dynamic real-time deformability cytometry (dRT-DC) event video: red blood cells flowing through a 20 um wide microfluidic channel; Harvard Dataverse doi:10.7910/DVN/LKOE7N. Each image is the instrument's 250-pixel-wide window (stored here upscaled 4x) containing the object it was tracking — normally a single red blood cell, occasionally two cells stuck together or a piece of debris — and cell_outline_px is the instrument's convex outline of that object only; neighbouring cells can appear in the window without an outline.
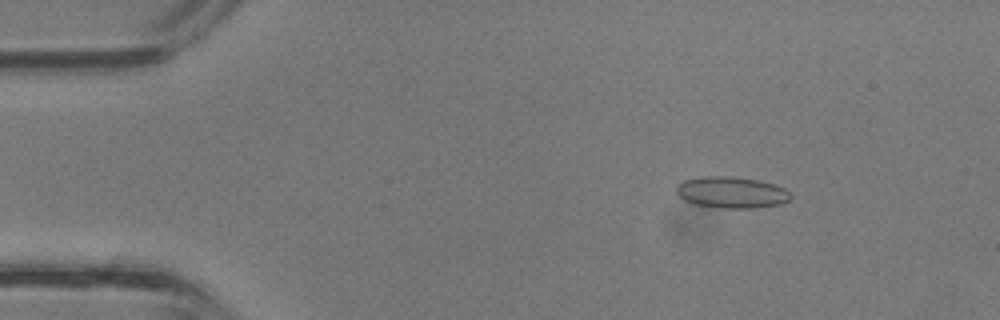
{"species": "common noctule bat (a hibernating species)", "species_latin": "Nyctalus noctula", "temperature_condition": "room temperature", "stored_images_in_passage": 38, "camera_frame_rate_fps": 3000, "um_per_image_px": 0.085, "animal": {"sex": "male", "body_mass_g": 13.3}, "frame": {"image": 1, "passage_image": 6, "time_ms": 1.667, "image_size_px": [1000, 320], "cell_outline_px": [[792, 196], [788, 200], [780, 204], [752, 208], [724, 208], [696, 204], [684, 200], [676, 192], [676, 188], [684, 180], [700, 176], [732, 176], [760, 180], [784, 188]], "centroid_in_image_um": [62.17, 16.34], "position_along_channel_um": 22.8, "area_um2": 20.75}}
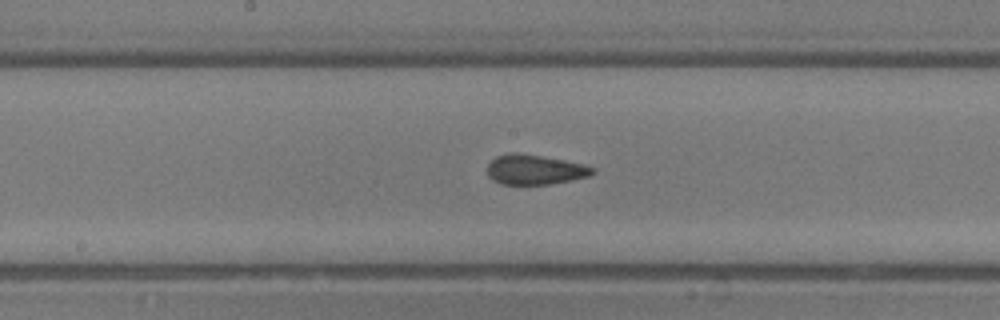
{"frame": {"image": 2, "passage_image": 20, "time_ms": 6.333, "image_size_px": [1000, 320], "cell_outline_px": [[596, 172], [588, 176], [572, 180], [548, 184], [504, 184], [492, 180], [488, 176], [488, 164], [496, 156], [508, 152], [520, 152], [564, 160], [584, 164], [596, 168]], "centroid_in_image_um": [45.47, 14.4], "position_along_channel_um": 202.7, "area_um2": 18.44}}
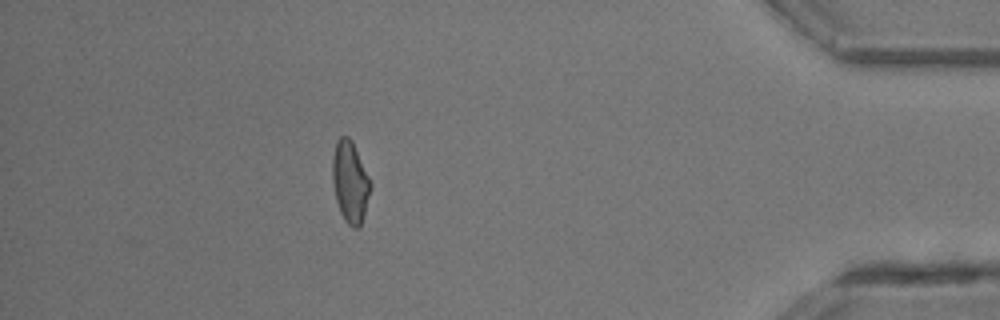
{"frame": {"image": 3, "passage_image": 34, "time_ms": 11.0, "image_size_px": [1000, 320], "cell_outline_px": [[372, 184], [360, 228], [352, 228], [344, 220], [340, 212], [336, 200], [332, 180], [332, 156], [336, 140], [340, 136], [348, 136], [352, 140]], "centroid_in_image_um": [29.74, 15.45], "position_along_channel_um": 405.5, "area_um2": 18.15}}